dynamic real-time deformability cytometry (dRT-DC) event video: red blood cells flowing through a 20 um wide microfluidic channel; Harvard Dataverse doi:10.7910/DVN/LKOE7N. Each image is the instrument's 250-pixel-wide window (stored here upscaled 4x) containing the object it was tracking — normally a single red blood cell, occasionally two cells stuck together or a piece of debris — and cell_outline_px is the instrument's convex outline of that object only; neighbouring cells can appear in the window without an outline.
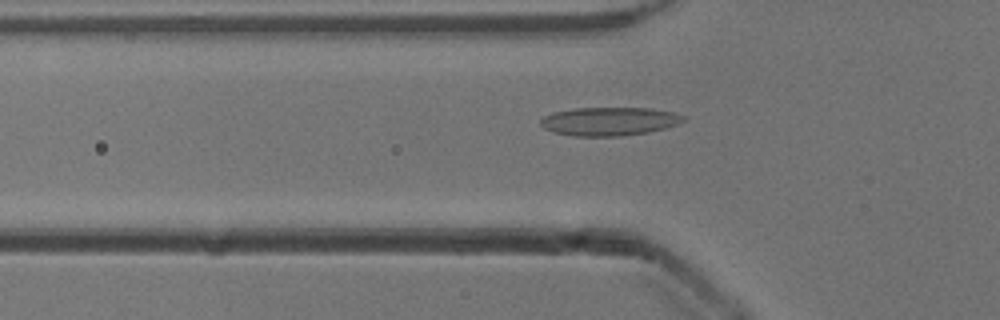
{"species": "common noctule bat (a hibernating species)", "species_latin": "Nyctalus noctula", "temperature_condition": "cold", "stored_images_in_passage": 52, "camera_frame_rate_fps": 3000, "um_per_image_px": 0.085, "animal": {"sex": "male", "body_mass_g": 13.3}, "frame": {"image": 1, "passage_image": 17, "time_ms": 5.333, "image_size_px": [1000, 320], "cell_outline_px": [[688, 120], [680, 124], [648, 132], [620, 136], [572, 136], [552, 132], [544, 128], [540, 124], [540, 120], [544, 116], [552, 112], [572, 108], [652, 108], [672, 112], [684, 116]], "centroid_in_image_um": [51.79, 10.31], "position_along_channel_um": 74.0, "area_um2": 23.93}}
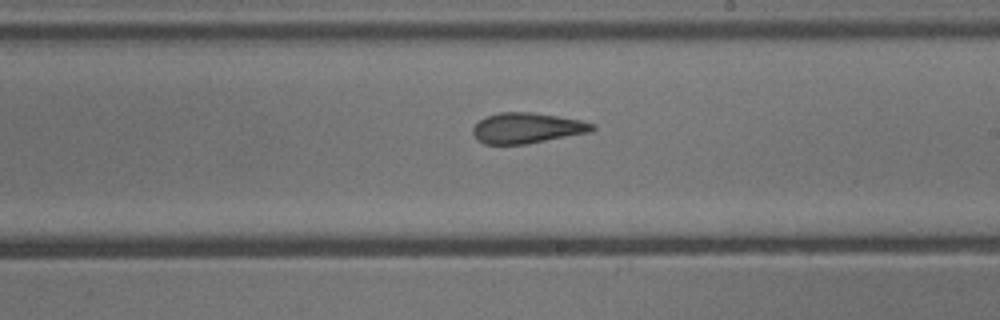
{"frame": {"image": 2, "passage_image": 30, "time_ms": 9.667, "image_size_px": [1000, 320], "cell_outline_px": [[596, 128], [592, 132], [524, 144], [484, 144], [476, 140], [472, 132], [472, 128], [484, 116], [500, 112], [528, 112], [556, 116], [580, 120], [596, 124]], "centroid_in_image_um": [44.78, 10.88], "position_along_channel_um": 244.2, "area_um2": 21.27}}
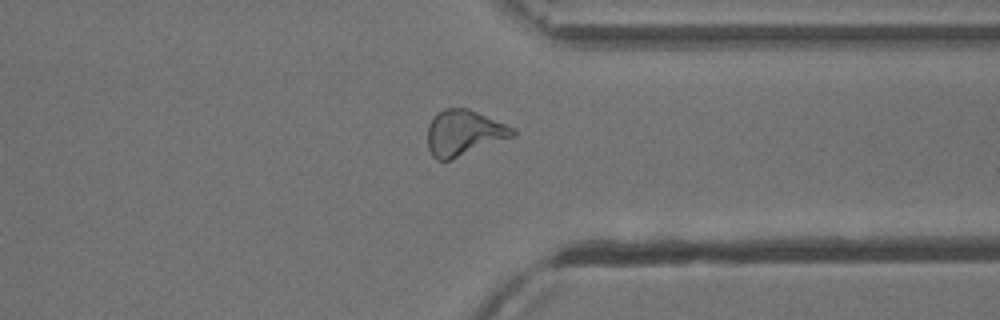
{"frame": {"image": 3, "passage_image": 40, "time_ms": 13.0, "image_size_px": [1000, 320], "cell_outline_px": [[516, 136], [452, 160], [436, 160], [432, 156], [428, 148], [428, 124], [444, 108], [468, 108], [504, 124], [512, 128], [516, 132]], "centroid_in_image_um": [39.43, 11.33], "position_along_channel_um": 372.0, "area_um2": 22.54}, "authors_computed_cell_mechanics": {"area_um2": 22.4264, "velocity_mm_per_s": 3.9025, "shape_relaxation_time_tau1_ms": null, "shape_relaxation_time_tau2_ms": 1.6719, "deformation_change_tau1": null, "deformation_change_tau2": 0.0943}}